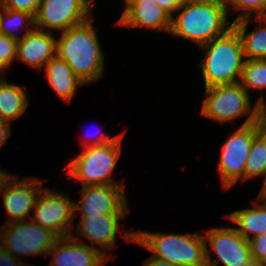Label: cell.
<instances>
[{
    "label": "cell",
    "instance_id": "obj_21",
    "mask_svg": "<svg viewBox=\"0 0 266 266\" xmlns=\"http://www.w3.org/2000/svg\"><path fill=\"white\" fill-rule=\"evenodd\" d=\"M29 106L27 92L18 84L0 80V119L11 123L23 116Z\"/></svg>",
    "mask_w": 266,
    "mask_h": 266
},
{
    "label": "cell",
    "instance_id": "obj_37",
    "mask_svg": "<svg viewBox=\"0 0 266 266\" xmlns=\"http://www.w3.org/2000/svg\"><path fill=\"white\" fill-rule=\"evenodd\" d=\"M9 175V173L4 172L3 170L0 169V186L3 180Z\"/></svg>",
    "mask_w": 266,
    "mask_h": 266
},
{
    "label": "cell",
    "instance_id": "obj_15",
    "mask_svg": "<svg viewBox=\"0 0 266 266\" xmlns=\"http://www.w3.org/2000/svg\"><path fill=\"white\" fill-rule=\"evenodd\" d=\"M78 239L74 233L60 237L48 253L52 257L49 266H104L107 263L103 254Z\"/></svg>",
    "mask_w": 266,
    "mask_h": 266
},
{
    "label": "cell",
    "instance_id": "obj_22",
    "mask_svg": "<svg viewBox=\"0 0 266 266\" xmlns=\"http://www.w3.org/2000/svg\"><path fill=\"white\" fill-rule=\"evenodd\" d=\"M266 174V127L253 139L244 171V182Z\"/></svg>",
    "mask_w": 266,
    "mask_h": 266
},
{
    "label": "cell",
    "instance_id": "obj_32",
    "mask_svg": "<svg viewBox=\"0 0 266 266\" xmlns=\"http://www.w3.org/2000/svg\"><path fill=\"white\" fill-rule=\"evenodd\" d=\"M11 136V124L0 119V149Z\"/></svg>",
    "mask_w": 266,
    "mask_h": 266
},
{
    "label": "cell",
    "instance_id": "obj_35",
    "mask_svg": "<svg viewBox=\"0 0 266 266\" xmlns=\"http://www.w3.org/2000/svg\"><path fill=\"white\" fill-rule=\"evenodd\" d=\"M263 186L261 187V190L257 196V198L261 199V200H266V174L264 176V180H263Z\"/></svg>",
    "mask_w": 266,
    "mask_h": 266
},
{
    "label": "cell",
    "instance_id": "obj_39",
    "mask_svg": "<svg viewBox=\"0 0 266 266\" xmlns=\"http://www.w3.org/2000/svg\"><path fill=\"white\" fill-rule=\"evenodd\" d=\"M209 1H215V0H181L182 4L189 2H209Z\"/></svg>",
    "mask_w": 266,
    "mask_h": 266
},
{
    "label": "cell",
    "instance_id": "obj_27",
    "mask_svg": "<svg viewBox=\"0 0 266 266\" xmlns=\"http://www.w3.org/2000/svg\"><path fill=\"white\" fill-rule=\"evenodd\" d=\"M40 1L41 0H0V4L4 9L25 11L35 17Z\"/></svg>",
    "mask_w": 266,
    "mask_h": 266
},
{
    "label": "cell",
    "instance_id": "obj_40",
    "mask_svg": "<svg viewBox=\"0 0 266 266\" xmlns=\"http://www.w3.org/2000/svg\"><path fill=\"white\" fill-rule=\"evenodd\" d=\"M4 10V8L1 6L0 4V21H1V14H2V11Z\"/></svg>",
    "mask_w": 266,
    "mask_h": 266
},
{
    "label": "cell",
    "instance_id": "obj_13",
    "mask_svg": "<svg viewBox=\"0 0 266 266\" xmlns=\"http://www.w3.org/2000/svg\"><path fill=\"white\" fill-rule=\"evenodd\" d=\"M43 182L36 178H17L9 174L1 183L0 193H3V205L7 210V221L5 224L27 220L31 217L35 201L40 194Z\"/></svg>",
    "mask_w": 266,
    "mask_h": 266
},
{
    "label": "cell",
    "instance_id": "obj_14",
    "mask_svg": "<svg viewBox=\"0 0 266 266\" xmlns=\"http://www.w3.org/2000/svg\"><path fill=\"white\" fill-rule=\"evenodd\" d=\"M127 214H102L98 216H90L89 218H79L80 221L75 228V232L91 242L89 245L98 250L108 260L111 259V252L116 247V234L120 229V220L125 218ZM98 247V248H97ZM102 249H104L103 252Z\"/></svg>",
    "mask_w": 266,
    "mask_h": 266
},
{
    "label": "cell",
    "instance_id": "obj_25",
    "mask_svg": "<svg viewBox=\"0 0 266 266\" xmlns=\"http://www.w3.org/2000/svg\"><path fill=\"white\" fill-rule=\"evenodd\" d=\"M228 14L230 9L240 10L233 21L254 16H263L266 12V0H223ZM232 6V7H231Z\"/></svg>",
    "mask_w": 266,
    "mask_h": 266
},
{
    "label": "cell",
    "instance_id": "obj_17",
    "mask_svg": "<svg viewBox=\"0 0 266 266\" xmlns=\"http://www.w3.org/2000/svg\"><path fill=\"white\" fill-rule=\"evenodd\" d=\"M56 55V38L52 31L33 29L17 40L16 59L42 70L49 60Z\"/></svg>",
    "mask_w": 266,
    "mask_h": 266
},
{
    "label": "cell",
    "instance_id": "obj_4",
    "mask_svg": "<svg viewBox=\"0 0 266 266\" xmlns=\"http://www.w3.org/2000/svg\"><path fill=\"white\" fill-rule=\"evenodd\" d=\"M201 49L205 56L199 66L205 88L240 82L245 57L241 38L234 27Z\"/></svg>",
    "mask_w": 266,
    "mask_h": 266
},
{
    "label": "cell",
    "instance_id": "obj_1",
    "mask_svg": "<svg viewBox=\"0 0 266 266\" xmlns=\"http://www.w3.org/2000/svg\"><path fill=\"white\" fill-rule=\"evenodd\" d=\"M89 18L83 23L61 32L56 40V55L63 59L83 83L90 84L104 73V53Z\"/></svg>",
    "mask_w": 266,
    "mask_h": 266
},
{
    "label": "cell",
    "instance_id": "obj_38",
    "mask_svg": "<svg viewBox=\"0 0 266 266\" xmlns=\"http://www.w3.org/2000/svg\"><path fill=\"white\" fill-rule=\"evenodd\" d=\"M242 266H262V264L257 263L255 260H252L248 263L243 264Z\"/></svg>",
    "mask_w": 266,
    "mask_h": 266
},
{
    "label": "cell",
    "instance_id": "obj_5",
    "mask_svg": "<svg viewBox=\"0 0 266 266\" xmlns=\"http://www.w3.org/2000/svg\"><path fill=\"white\" fill-rule=\"evenodd\" d=\"M118 134V137L111 143L90 146L82 149L76 158L71 160L66 166L69 175L68 181L73 177L81 181L82 187L89 185H112L124 184L125 181H114L113 173L116 164L122 153L123 135Z\"/></svg>",
    "mask_w": 266,
    "mask_h": 266
},
{
    "label": "cell",
    "instance_id": "obj_19",
    "mask_svg": "<svg viewBox=\"0 0 266 266\" xmlns=\"http://www.w3.org/2000/svg\"><path fill=\"white\" fill-rule=\"evenodd\" d=\"M252 208L233 211L225 215L238 227L236 231L246 240L266 233V200L255 199ZM252 235V236H251Z\"/></svg>",
    "mask_w": 266,
    "mask_h": 266
},
{
    "label": "cell",
    "instance_id": "obj_23",
    "mask_svg": "<svg viewBox=\"0 0 266 266\" xmlns=\"http://www.w3.org/2000/svg\"><path fill=\"white\" fill-rule=\"evenodd\" d=\"M35 25L34 16L29 14L25 11H15L10 9H4L1 14V21H0V33L6 35L7 37L20 40L26 35L27 33H30ZM23 27V28H22ZM26 29V32L19 36L16 33V31L22 32L23 29Z\"/></svg>",
    "mask_w": 266,
    "mask_h": 266
},
{
    "label": "cell",
    "instance_id": "obj_10",
    "mask_svg": "<svg viewBox=\"0 0 266 266\" xmlns=\"http://www.w3.org/2000/svg\"><path fill=\"white\" fill-rule=\"evenodd\" d=\"M43 188L38 195L30 218L44 228L52 230L59 237H69L72 234L73 201L69 193L64 194Z\"/></svg>",
    "mask_w": 266,
    "mask_h": 266
},
{
    "label": "cell",
    "instance_id": "obj_16",
    "mask_svg": "<svg viewBox=\"0 0 266 266\" xmlns=\"http://www.w3.org/2000/svg\"><path fill=\"white\" fill-rule=\"evenodd\" d=\"M171 15L155 0H132L116 22L118 26L127 28L144 27L152 31L170 33Z\"/></svg>",
    "mask_w": 266,
    "mask_h": 266
},
{
    "label": "cell",
    "instance_id": "obj_24",
    "mask_svg": "<svg viewBox=\"0 0 266 266\" xmlns=\"http://www.w3.org/2000/svg\"><path fill=\"white\" fill-rule=\"evenodd\" d=\"M240 84L248 93L266 89V59L245 60Z\"/></svg>",
    "mask_w": 266,
    "mask_h": 266
},
{
    "label": "cell",
    "instance_id": "obj_34",
    "mask_svg": "<svg viewBox=\"0 0 266 266\" xmlns=\"http://www.w3.org/2000/svg\"><path fill=\"white\" fill-rule=\"evenodd\" d=\"M143 266H178V265L150 256L147 260H145Z\"/></svg>",
    "mask_w": 266,
    "mask_h": 266
},
{
    "label": "cell",
    "instance_id": "obj_36",
    "mask_svg": "<svg viewBox=\"0 0 266 266\" xmlns=\"http://www.w3.org/2000/svg\"><path fill=\"white\" fill-rule=\"evenodd\" d=\"M6 69H8V67L4 64V62L0 59V80H4L7 79L6 78ZM4 73V74H3Z\"/></svg>",
    "mask_w": 266,
    "mask_h": 266
},
{
    "label": "cell",
    "instance_id": "obj_12",
    "mask_svg": "<svg viewBox=\"0 0 266 266\" xmlns=\"http://www.w3.org/2000/svg\"><path fill=\"white\" fill-rule=\"evenodd\" d=\"M207 266H217L222 261L224 266H242L252 261L249 241L244 239L235 227H214L205 231ZM209 242V244H207ZM208 245L211 249L208 250ZM216 253L212 259L210 251Z\"/></svg>",
    "mask_w": 266,
    "mask_h": 266
},
{
    "label": "cell",
    "instance_id": "obj_9",
    "mask_svg": "<svg viewBox=\"0 0 266 266\" xmlns=\"http://www.w3.org/2000/svg\"><path fill=\"white\" fill-rule=\"evenodd\" d=\"M95 0H41L34 28L64 32L93 17Z\"/></svg>",
    "mask_w": 266,
    "mask_h": 266
},
{
    "label": "cell",
    "instance_id": "obj_29",
    "mask_svg": "<svg viewBox=\"0 0 266 266\" xmlns=\"http://www.w3.org/2000/svg\"><path fill=\"white\" fill-rule=\"evenodd\" d=\"M95 133H96V135H94L95 138H93L94 136L91 139L88 136H87L88 139H86V137H84V142L82 141V143H83L82 148L111 143L118 137V135L110 137L109 135L105 134L104 132L102 133V131L95 132Z\"/></svg>",
    "mask_w": 266,
    "mask_h": 266
},
{
    "label": "cell",
    "instance_id": "obj_2",
    "mask_svg": "<svg viewBox=\"0 0 266 266\" xmlns=\"http://www.w3.org/2000/svg\"><path fill=\"white\" fill-rule=\"evenodd\" d=\"M176 12L178 15L171 17L169 34L187 39L199 47L233 27L223 0L183 3Z\"/></svg>",
    "mask_w": 266,
    "mask_h": 266
},
{
    "label": "cell",
    "instance_id": "obj_6",
    "mask_svg": "<svg viewBox=\"0 0 266 266\" xmlns=\"http://www.w3.org/2000/svg\"><path fill=\"white\" fill-rule=\"evenodd\" d=\"M204 90L201 110L204 117L224 124L247 115L241 126L259 122L258 103L252 107L250 94L240 82L211 86Z\"/></svg>",
    "mask_w": 266,
    "mask_h": 266
},
{
    "label": "cell",
    "instance_id": "obj_8",
    "mask_svg": "<svg viewBox=\"0 0 266 266\" xmlns=\"http://www.w3.org/2000/svg\"><path fill=\"white\" fill-rule=\"evenodd\" d=\"M264 127L260 121L247 126H239L237 130L229 134L230 137L224 142L217 171H219L222 187L225 190L231 188L239 180L244 182L245 165L253 139Z\"/></svg>",
    "mask_w": 266,
    "mask_h": 266
},
{
    "label": "cell",
    "instance_id": "obj_30",
    "mask_svg": "<svg viewBox=\"0 0 266 266\" xmlns=\"http://www.w3.org/2000/svg\"><path fill=\"white\" fill-rule=\"evenodd\" d=\"M0 266H32L15 258L0 245Z\"/></svg>",
    "mask_w": 266,
    "mask_h": 266
},
{
    "label": "cell",
    "instance_id": "obj_3",
    "mask_svg": "<svg viewBox=\"0 0 266 266\" xmlns=\"http://www.w3.org/2000/svg\"><path fill=\"white\" fill-rule=\"evenodd\" d=\"M122 237L153 252L151 257L178 266H207L206 243L201 234H165L149 231L128 232Z\"/></svg>",
    "mask_w": 266,
    "mask_h": 266
},
{
    "label": "cell",
    "instance_id": "obj_41",
    "mask_svg": "<svg viewBox=\"0 0 266 266\" xmlns=\"http://www.w3.org/2000/svg\"><path fill=\"white\" fill-rule=\"evenodd\" d=\"M132 0H124V5L126 6Z\"/></svg>",
    "mask_w": 266,
    "mask_h": 266
},
{
    "label": "cell",
    "instance_id": "obj_20",
    "mask_svg": "<svg viewBox=\"0 0 266 266\" xmlns=\"http://www.w3.org/2000/svg\"><path fill=\"white\" fill-rule=\"evenodd\" d=\"M252 19V22L260 23V27L248 32L247 29ZM233 27L241 38L245 60L266 59V19L263 16L233 21Z\"/></svg>",
    "mask_w": 266,
    "mask_h": 266
},
{
    "label": "cell",
    "instance_id": "obj_7",
    "mask_svg": "<svg viewBox=\"0 0 266 266\" xmlns=\"http://www.w3.org/2000/svg\"><path fill=\"white\" fill-rule=\"evenodd\" d=\"M59 238L52 230L31 219L4 224L0 228V245L17 259L19 256L48 255Z\"/></svg>",
    "mask_w": 266,
    "mask_h": 266
},
{
    "label": "cell",
    "instance_id": "obj_31",
    "mask_svg": "<svg viewBox=\"0 0 266 266\" xmlns=\"http://www.w3.org/2000/svg\"><path fill=\"white\" fill-rule=\"evenodd\" d=\"M156 3L165 9L171 16L180 8L182 5L181 0H155Z\"/></svg>",
    "mask_w": 266,
    "mask_h": 266
},
{
    "label": "cell",
    "instance_id": "obj_18",
    "mask_svg": "<svg viewBox=\"0 0 266 266\" xmlns=\"http://www.w3.org/2000/svg\"><path fill=\"white\" fill-rule=\"evenodd\" d=\"M49 85L61 100L71 102L78 87L85 85L57 55L44 66Z\"/></svg>",
    "mask_w": 266,
    "mask_h": 266
},
{
    "label": "cell",
    "instance_id": "obj_33",
    "mask_svg": "<svg viewBox=\"0 0 266 266\" xmlns=\"http://www.w3.org/2000/svg\"><path fill=\"white\" fill-rule=\"evenodd\" d=\"M259 107V121L266 127V100L264 95L256 101Z\"/></svg>",
    "mask_w": 266,
    "mask_h": 266
},
{
    "label": "cell",
    "instance_id": "obj_28",
    "mask_svg": "<svg viewBox=\"0 0 266 266\" xmlns=\"http://www.w3.org/2000/svg\"><path fill=\"white\" fill-rule=\"evenodd\" d=\"M252 259L261 264L266 260V233L249 240Z\"/></svg>",
    "mask_w": 266,
    "mask_h": 266
},
{
    "label": "cell",
    "instance_id": "obj_42",
    "mask_svg": "<svg viewBox=\"0 0 266 266\" xmlns=\"http://www.w3.org/2000/svg\"><path fill=\"white\" fill-rule=\"evenodd\" d=\"M261 264L262 266H266V260H264Z\"/></svg>",
    "mask_w": 266,
    "mask_h": 266
},
{
    "label": "cell",
    "instance_id": "obj_26",
    "mask_svg": "<svg viewBox=\"0 0 266 266\" xmlns=\"http://www.w3.org/2000/svg\"><path fill=\"white\" fill-rule=\"evenodd\" d=\"M17 40L0 33V59L9 68L16 59Z\"/></svg>",
    "mask_w": 266,
    "mask_h": 266
},
{
    "label": "cell",
    "instance_id": "obj_11",
    "mask_svg": "<svg viewBox=\"0 0 266 266\" xmlns=\"http://www.w3.org/2000/svg\"><path fill=\"white\" fill-rule=\"evenodd\" d=\"M80 203L73 201V217L89 218L102 214H128L125 184L89 185L79 191Z\"/></svg>",
    "mask_w": 266,
    "mask_h": 266
}]
</instances>
